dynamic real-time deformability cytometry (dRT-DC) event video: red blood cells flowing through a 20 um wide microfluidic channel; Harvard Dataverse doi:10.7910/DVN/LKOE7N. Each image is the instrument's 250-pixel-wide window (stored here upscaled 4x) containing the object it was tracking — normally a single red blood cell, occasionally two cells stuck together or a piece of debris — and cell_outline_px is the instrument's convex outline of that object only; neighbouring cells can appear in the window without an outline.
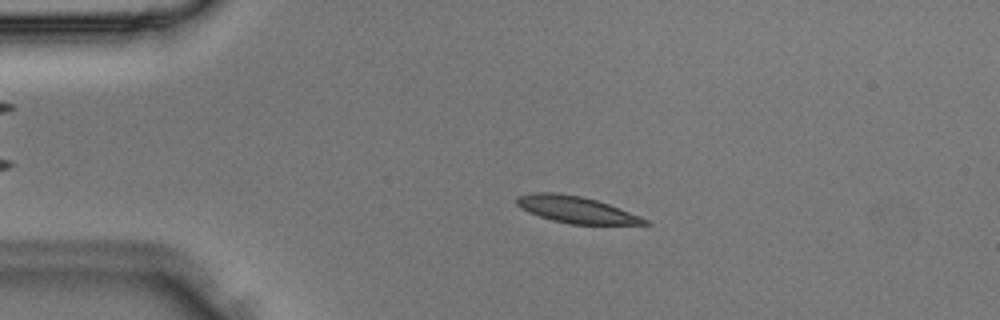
{"species": "Egyptian fruit bat (a non-hibernating species)", "species_latin": "Rousettus aegyptiacus", "temperature_condition": "room temperature", "stored_images_in_passage": 4, "camera_frame_rate_fps": 3000, "um_per_image_px": 0.085, "animal": {"sex": "male"}, "frame": {"image": 1, "passage_image": 3, "time_ms": 0.667, "image_size_px": [1000, 320], "cell_outline_px": [[652, 224], [572, 224], [552, 220], [528, 212], [520, 208], [516, 204], [516, 196], [532, 192], [556, 192], [580, 196], [596, 200], [608, 204], [640, 216], [648, 220]], "centroid_in_image_um": [48.92, 17.8], "position_along_channel_um": 36.1, "area_um2": 19.77}}